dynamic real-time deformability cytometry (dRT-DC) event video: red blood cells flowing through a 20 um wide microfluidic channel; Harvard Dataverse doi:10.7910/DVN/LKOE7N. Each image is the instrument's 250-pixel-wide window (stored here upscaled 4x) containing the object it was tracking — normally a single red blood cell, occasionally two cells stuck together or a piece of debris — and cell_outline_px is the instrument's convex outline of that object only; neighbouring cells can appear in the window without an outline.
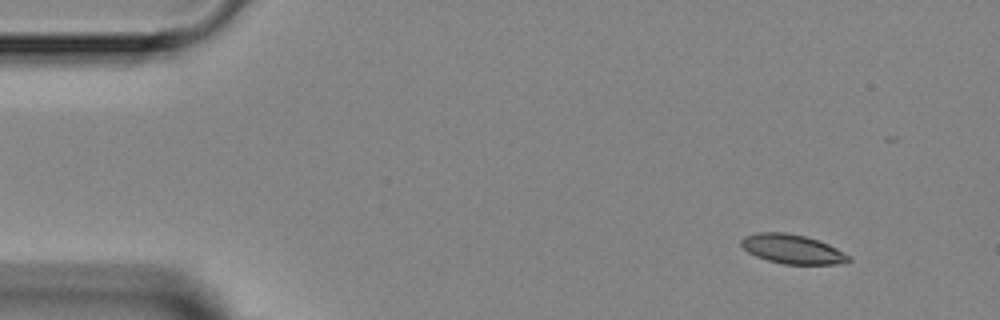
{"species": "Egyptian fruit bat (a non-hibernating species)", "species_latin": "Rousettus aegyptiacus", "temperature_condition": "room temperature", "stored_images_in_passage": 5, "camera_frame_rate_fps": 3000, "um_per_image_px": 0.085, "animal": {"sex": "female"}, "frame": {"image": 1, "passage_image": 1, "time_ms": 0.0, "image_size_px": [1000, 320], "cell_outline_px": [[852, 260], [848, 264], [784, 264], [768, 260], [756, 256], [748, 252], [740, 244], [740, 240], [744, 236], [756, 232], [784, 232], [804, 236], [828, 244], [852, 256]], "centroid_in_image_um": [67.38, 21.18], "position_along_channel_um": 17.6, "area_um2": 18.44}}
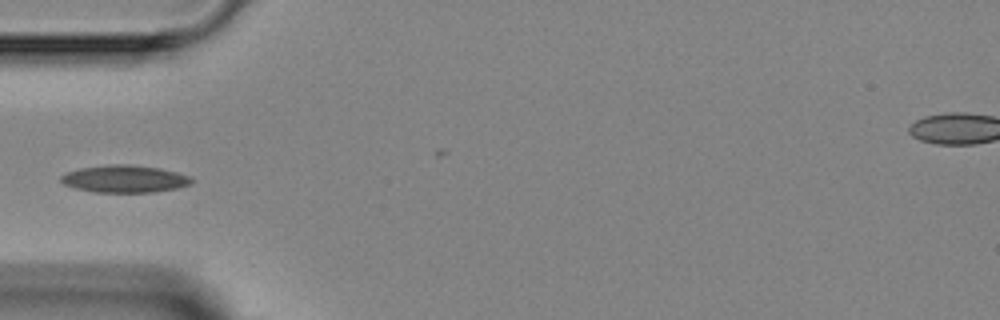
{"frame": {"image": 2, "passage_image": 4, "time_ms": 3.667, "image_size_px": [1000, 320], "cell_outline_px": [[196, 180], [192, 184], [176, 188], [156, 192], [92, 192], [76, 188], [64, 184], [60, 180], [60, 176], [68, 172], [80, 168], [112, 164], [128, 164], [160, 168], [192, 176]], "centroid_in_image_um": [10.65, 15.2], "position_along_channel_um": 74.4, "area_um2": 20.92}}
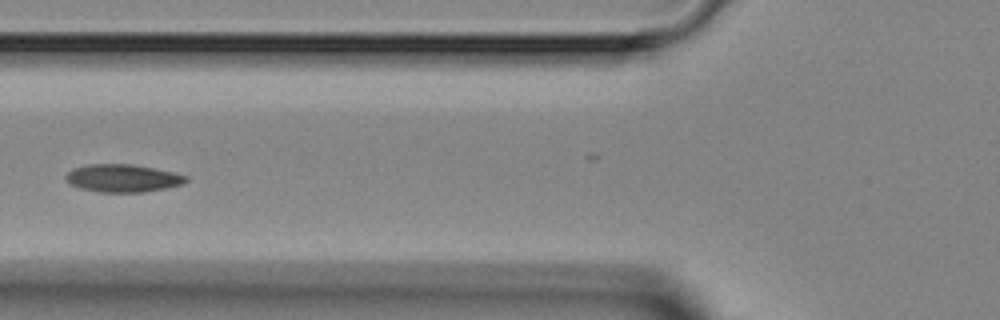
{"frame": {"image": 3, "passage_image": 5, "time_ms": 4.667, "image_size_px": [1000, 320], "cell_outline_px": [[188, 180], [180, 184], [164, 188], [144, 192], [100, 192], [80, 188], [68, 184], [64, 176], [72, 168], [88, 164], [132, 164], [172, 172], [188, 176]], "centroid_in_image_um": [10.37, 15.14], "position_along_channel_um": 115.4, "area_um2": 19.36}}